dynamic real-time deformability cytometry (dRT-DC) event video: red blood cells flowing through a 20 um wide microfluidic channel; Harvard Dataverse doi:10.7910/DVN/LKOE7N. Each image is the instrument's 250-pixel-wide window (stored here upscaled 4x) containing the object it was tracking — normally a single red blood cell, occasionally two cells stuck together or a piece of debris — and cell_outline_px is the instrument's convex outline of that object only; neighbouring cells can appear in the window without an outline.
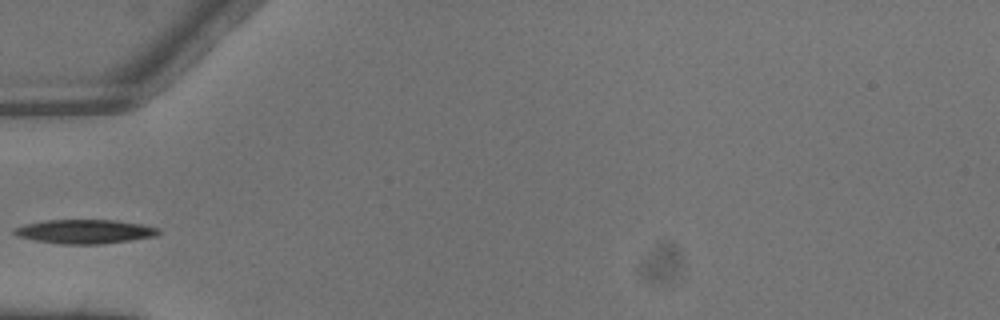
{"species": "common noctule bat (a hibernating species)", "species_latin": "Nyctalus noctula", "temperature_condition": "warm", "stored_images_in_passage": 2, "camera_frame_rate_fps": 3000, "um_per_image_px": 0.085, "animal": {"sex": "male", "body_mass_g": 13.3}, "frame": {"image": 1, "passage_image": 2, "time_ms": 0.333, "image_size_px": [1000, 320], "cell_outline_px": [[160, 232], [156, 236], [100, 244], [60, 244], [36, 240], [16, 236], [12, 232], [12, 228], [24, 224], [44, 220], [116, 220], [140, 224], [160, 228]], "centroid_in_image_um": [7.16, 19.67], "position_along_channel_um": 77.8, "area_um2": 20.23}}